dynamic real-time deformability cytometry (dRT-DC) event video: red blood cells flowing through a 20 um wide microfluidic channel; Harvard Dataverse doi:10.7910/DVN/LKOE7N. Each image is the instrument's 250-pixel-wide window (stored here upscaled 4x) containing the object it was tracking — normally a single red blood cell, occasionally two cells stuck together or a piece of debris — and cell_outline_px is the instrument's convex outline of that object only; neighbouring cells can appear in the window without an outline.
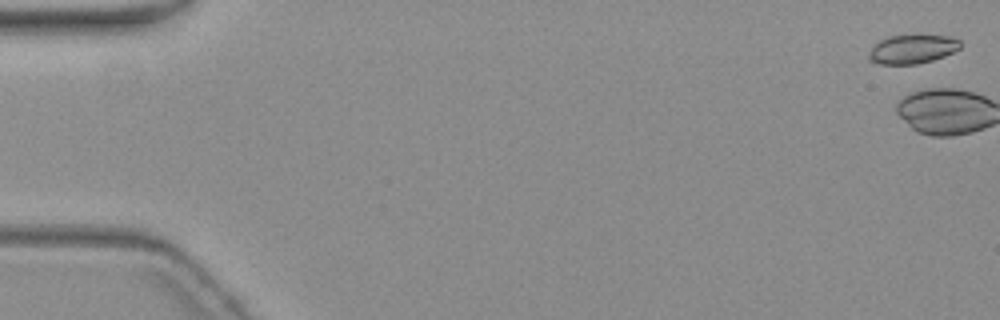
{"species": "common noctule bat (a hibernating species)", "species_latin": "Nyctalus noctula", "temperature_condition": "warm", "stored_images_in_passage": 3, "camera_frame_rate_fps": 3000, "um_per_image_px": 0.085, "animal": {"sex": "female", "body_mass_g": 19.3, "forearm_length_mm": 54.1}, "frame": {"image": 1, "passage_image": 1, "time_ms": 0.0, "image_size_px": [1000, 320], "cell_outline_px": [[960, 48], [944, 56], [932, 60], [916, 64], [880, 64], [868, 60], [868, 56], [872, 48], [880, 40], [888, 36], [948, 36], [960, 40]], "centroid_in_image_um": [77.53, 4.19], "position_along_channel_um": 7.5, "area_um2": 15.09}}